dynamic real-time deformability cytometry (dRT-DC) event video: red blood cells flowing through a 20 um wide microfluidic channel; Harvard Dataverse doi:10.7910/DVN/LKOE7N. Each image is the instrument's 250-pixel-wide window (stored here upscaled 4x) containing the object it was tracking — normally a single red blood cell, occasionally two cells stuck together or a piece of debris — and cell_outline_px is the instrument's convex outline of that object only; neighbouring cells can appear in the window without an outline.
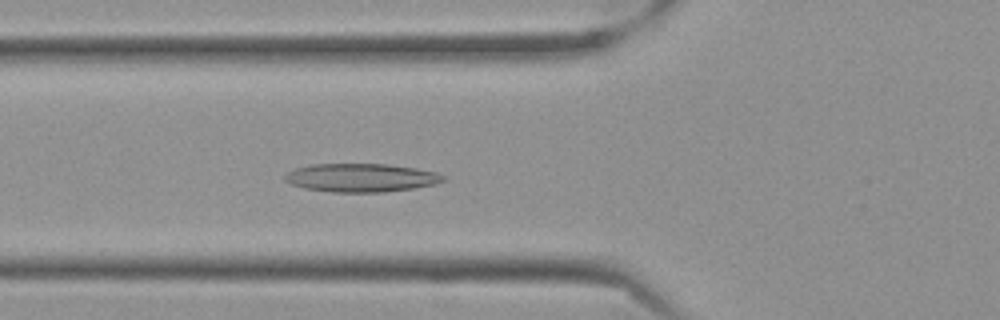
{"species": "Egyptian fruit bat (a non-hibernating species)", "species_latin": "Rousettus aegyptiacus", "temperature_condition": "cold", "stored_images_in_passage": 37, "camera_frame_rate_fps": 3000, "um_per_image_px": 0.085, "frame": {"image": 1, "passage_image": 13, "time_ms": 4.0, "image_size_px": [1000, 320], "cell_outline_px": [[444, 180], [436, 184], [412, 188], [384, 192], [332, 192], [304, 188], [292, 184], [284, 180], [284, 176], [288, 172], [296, 168], [312, 164], [384, 164], [416, 168], [436, 172], [444, 176]], "centroid_in_image_um": [30.68, 15.1], "position_along_channel_um": 95.1, "area_um2": 26.07}}
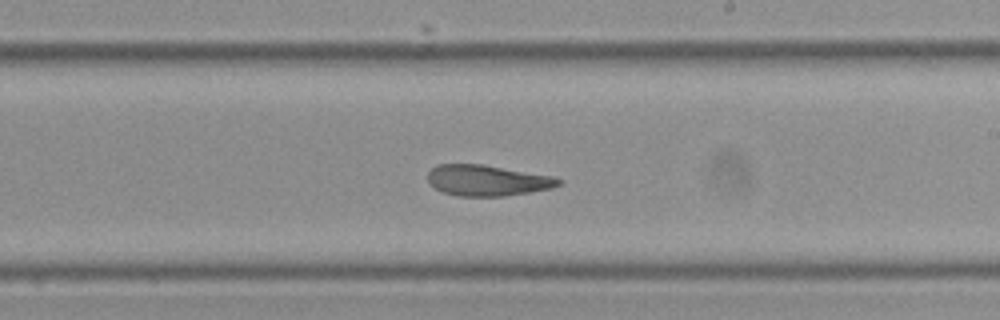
{"frame": {"image": 2, "passage_image": 26, "time_ms": 8.333, "image_size_px": [1000, 320], "cell_outline_px": [[564, 180], [560, 184], [552, 188], [504, 196], [460, 196], [444, 192], [428, 184], [428, 172], [432, 168], [440, 164], [480, 164], [556, 176]], "centroid_in_image_um": [41.45, 15.33], "position_along_channel_um": 247.6, "area_um2": 23.52}}
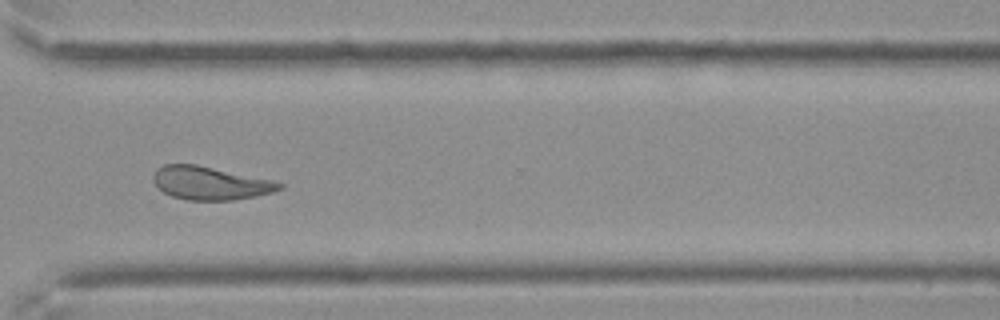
{"frame": {"image": 3, "passage_image": 35, "time_ms": 11.333, "image_size_px": [1000, 320], "cell_outline_px": [[284, 188], [272, 192], [256, 196], [232, 200], [188, 200], [172, 196], [164, 192], [152, 180], [152, 176], [156, 168], [164, 164], [196, 164], [272, 180], [284, 184]], "centroid_in_image_um": [17.86, 15.56], "position_along_channel_um": 352.7, "area_um2": 24.33}, "authors_computed_cell_mechanics": {"area_um2": 24.3338, "velocity_mm_per_s": 3.5034, "shape_relaxation_time_tau1_ms": null, "shape_relaxation_time_tau2_ms": 4.1159, "deformation_change_tau1": null, "deformation_change_tau2": 0.1181}}